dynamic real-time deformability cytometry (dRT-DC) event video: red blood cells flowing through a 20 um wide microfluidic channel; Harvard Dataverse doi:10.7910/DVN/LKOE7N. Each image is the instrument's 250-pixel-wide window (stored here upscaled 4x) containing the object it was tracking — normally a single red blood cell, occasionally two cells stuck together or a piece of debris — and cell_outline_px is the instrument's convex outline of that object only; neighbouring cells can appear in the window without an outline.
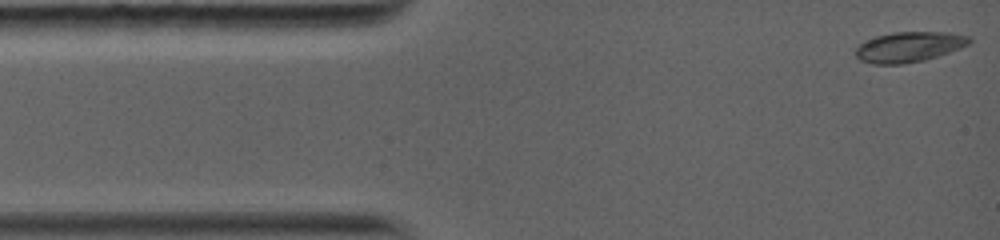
{"species": "common noctule bat (a hibernating species)", "species_latin": "Nyctalus noctula", "temperature_condition": "warm", "stored_images_in_passage": 41, "camera_frame_rate_fps": 5000, "um_per_image_px": 0.085, "animal": {"sex": "female", "body_mass_g": 19.0, "forearm_length_mm": 56.7}, "frame": {"image": 1, "passage_image": 1, "time_ms": 0.0, "image_size_px": [1000, 240], "cell_outline_px": [[972, 40], [968, 44], [960, 48], [924, 60], [904, 64], [872, 64], [860, 60], [856, 56], [856, 48], [860, 44], [876, 36], [892, 32], [948, 32], [972, 36]], "centroid_in_image_um": [77.28, 3.98], "position_along_channel_um": 7.7, "area_um2": 20.0}}
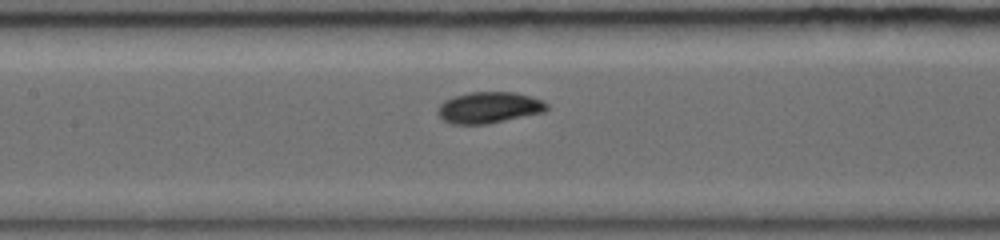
{"frame": {"image": 2, "passage_image": 18, "time_ms": 5.6, "image_size_px": [1000, 240], "cell_outline_px": [[548, 108], [544, 112], [488, 124], [452, 124], [444, 120], [436, 112], [440, 104], [444, 100], [452, 96], [472, 92], [512, 92], [532, 96], [548, 104]], "centroid_in_image_um": [41.55, 9.14], "position_along_channel_um": 165.9, "area_um2": 19.88}}
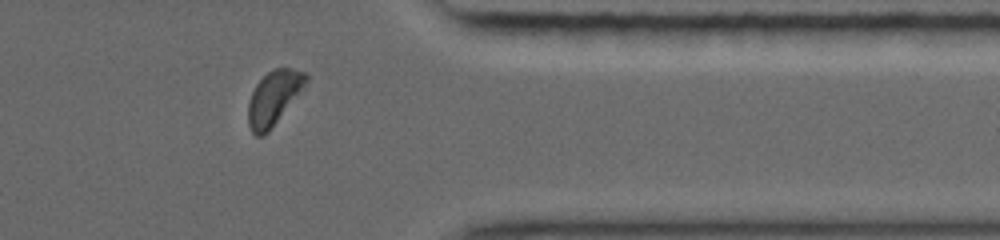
{"frame": {"image": 3, "passage_image": 35, "time_ms": 11.2, "image_size_px": [1000, 240], "cell_outline_px": [[308, 80], [268, 132], [264, 136], [256, 136], [252, 132], [248, 124], [248, 104], [252, 92], [256, 84], [268, 72], [276, 68], [292, 68], [304, 72], [308, 76]], "centroid_in_image_um": [23.23, 8.32], "position_along_channel_um": 388.2, "area_um2": 17.69}, "authors_computed_cell_mechanics": {"area_um2": 19.2474, "velocity_mm_per_s": 4.1109, "shape_relaxation_time_tau1_ms": 3.1512, "shape_relaxation_time_tau2_ms": null, "deformation_change_tau1": 0.1705, "deformation_change_tau2": null}}